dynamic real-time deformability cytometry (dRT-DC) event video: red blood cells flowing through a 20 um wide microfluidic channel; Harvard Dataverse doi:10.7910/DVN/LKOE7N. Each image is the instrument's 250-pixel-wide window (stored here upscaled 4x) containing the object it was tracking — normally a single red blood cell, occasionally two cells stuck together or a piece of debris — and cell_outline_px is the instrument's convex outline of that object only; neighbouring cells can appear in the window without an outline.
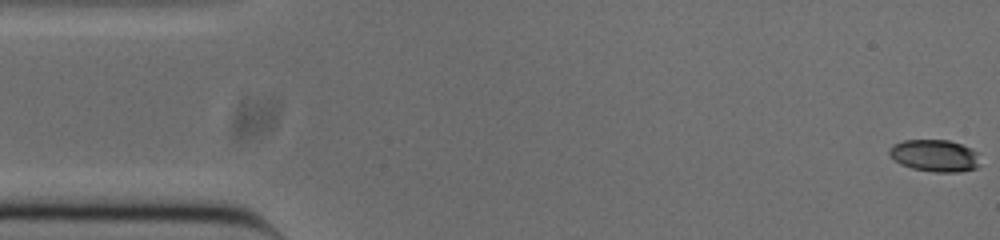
{"species": "common noctule bat (a hibernating species)", "species_latin": "Nyctalus noctula", "temperature_condition": "cold", "stored_images_in_passage": 53, "camera_frame_rate_fps": 3000, "um_per_image_px": 0.085, "animal": {"sex": "male", "body_mass_g": 20.0, "forearm_length_mm": 53.3}, "frame": {"image": 1, "passage_image": 1, "time_ms": 0.0, "image_size_px": [1000, 240], "cell_outline_px": [[980, 164], [976, 168], [960, 172], [936, 172], [912, 168], [900, 164], [888, 152], [888, 148], [892, 144], [904, 140], [948, 140], [972, 148], [976, 152]], "centroid_in_image_um": [79.45, 13.22], "position_along_channel_um": 5.5, "area_um2": 16.94}}
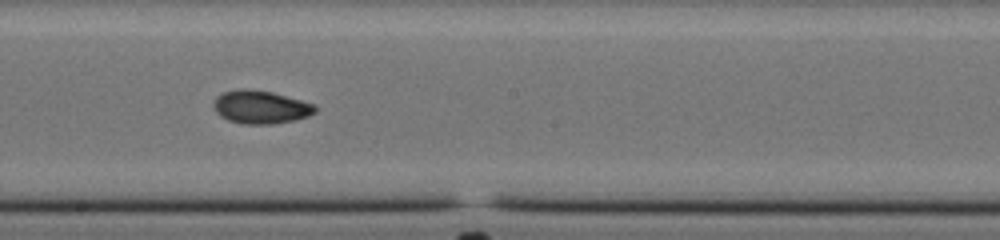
{"frame": {"image": 2, "passage_image": 28, "time_ms": 9.0, "image_size_px": [1000, 240], "cell_outline_px": [[316, 112], [308, 116], [296, 120], [272, 124], [240, 124], [228, 120], [220, 116], [216, 112], [212, 104], [216, 96], [224, 92], [240, 88], [244, 88], [272, 92], [316, 104]], "centroid_in_image_um": [22.15, 9.1], "position_along_channel_um": 226.1, "area_um2": 19.83}}
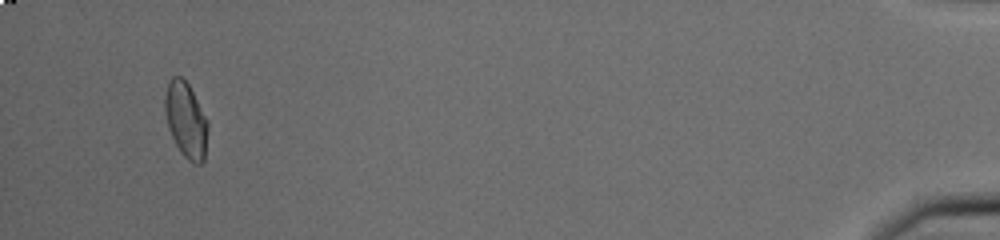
{"frame": {"image": 3, "passage_image": 50, "time_ms": 16.333, "image_size_px": [1000, 240], "cell_outline_px": [[208, 128], [204, 160], [200, 164], [196, 164], [188, 160], [180, 152], [168, 128], [164, 112], [164, 96], [168, 84], [172, 76], [180, 76], [188, 84], [208, 120]], "centroid_in_image_um": [15.8, 10.21], "position_along_channel_um": 419.4, "area_um2": 18.9}, "authors_computed_cell_mechanics": {"area_um2": 18.8428, "velocity_mm_per_s": 3.8508, "shape_relaxation_time_tau1_ms": 9.3608, "shape_relaxation_time_tau2_ms": 2.5213, "deformation_change_tau1": 0.2051, "deformation_change_tau2": 0.0633}}